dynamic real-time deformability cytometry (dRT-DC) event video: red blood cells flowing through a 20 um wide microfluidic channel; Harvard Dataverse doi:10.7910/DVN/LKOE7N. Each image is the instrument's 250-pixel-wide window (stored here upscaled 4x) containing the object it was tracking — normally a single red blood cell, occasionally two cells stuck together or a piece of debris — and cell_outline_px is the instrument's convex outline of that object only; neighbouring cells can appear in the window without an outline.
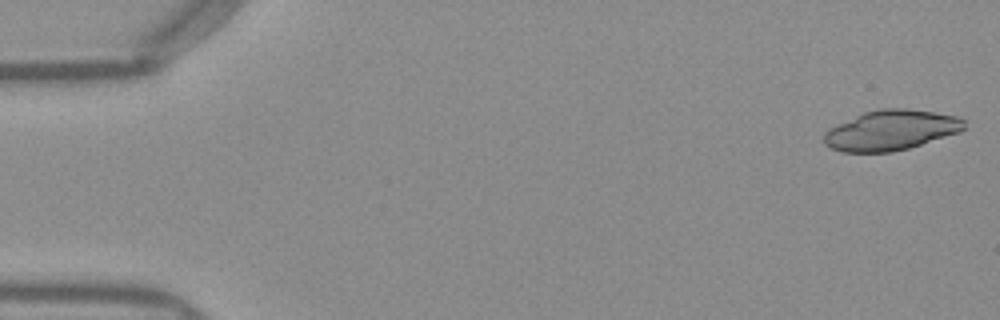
{"species": "Egyptian fruit bat (a non-hibernating species)", "species_latin": "Rousettus aegyptiacus", "temperature_condition": "warm", "stored_images_in_passage": 21, "camera_frame_rate_fps": 3000, "um_per_image_px": 0.085, "frame": {"image": 1, "passage_image": 1, "time_ms": 0.0, "image_size_px": [1000, 320], "cell_outline_px": [[968, 128], [960, 132], [908, 148], [892, 152], [840, 152], [824, 144], [824, 132], [828, 128], [836, 124], [864, 112], [880, 108], [904, 108], [932, 112], [956, 116], [964, 120]], "centroid_in_image_um": [75.72, 11.07], "position_along_channel_um": 9.3, "area_um2": 32.89}}